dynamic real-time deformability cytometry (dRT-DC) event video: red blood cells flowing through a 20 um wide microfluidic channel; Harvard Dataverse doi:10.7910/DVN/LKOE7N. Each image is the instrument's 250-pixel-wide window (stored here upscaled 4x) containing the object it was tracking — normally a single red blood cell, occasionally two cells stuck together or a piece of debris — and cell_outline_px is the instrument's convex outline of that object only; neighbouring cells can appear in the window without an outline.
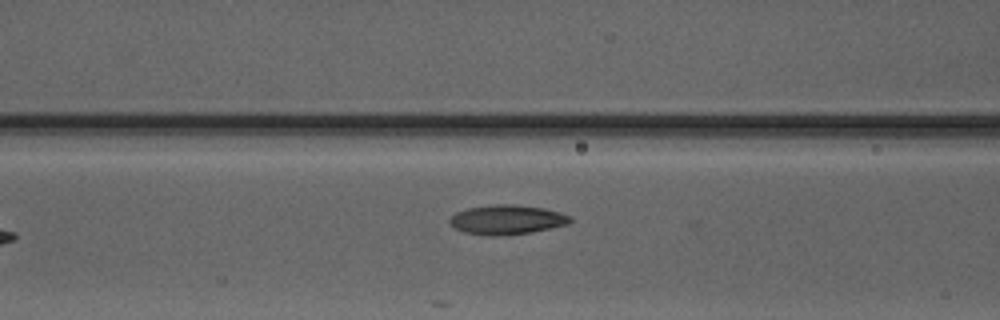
{"species": "Egyptian fruit bat (a non-hibernating species)", "species_latin": "Rousettus aegyptiacus", "temperature_condition": "warm", "stored_images_in_passage": 4, "camera_frame_rate_fps": 3000, "um_per_image_px": 0.085, "animal": {"sex": "male"}, "frame": {"image": 1, "passage_image": 4, "time_ms": 3.667, "image_size_px": [1000, 320], "cell_outline_px": [[572, 220], [568, 224], [532, 232], [500, 236], [488, 236], [464, 232], [456, 228], [448, 220], [456, 212], [468, 208], [492, 204], [516, 204], [544, 208], [560, 212], [572, 216]], "centroid_in_image_um": [43.11, 18.67], "position_along_channel_um": 123.5, "area_um2": 20.81}}